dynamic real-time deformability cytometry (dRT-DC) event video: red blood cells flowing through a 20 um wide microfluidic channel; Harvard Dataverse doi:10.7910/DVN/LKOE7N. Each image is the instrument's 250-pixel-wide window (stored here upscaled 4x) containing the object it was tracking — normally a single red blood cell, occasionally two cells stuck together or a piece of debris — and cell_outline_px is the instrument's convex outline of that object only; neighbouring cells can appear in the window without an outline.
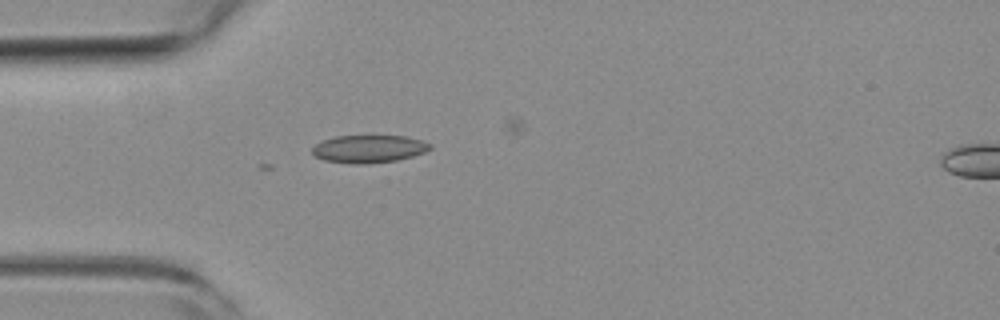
{"species": "common noctule bat (a hibernating species)", "species_latin": "Nyctalus noctula", "temperature_condition": "room temperature", "stored_images_in_passage": 4, "camera_frame_rate_fps": 3000, "um_per_image_px": 0.085, "animal": {"sex": "female", "body_mass_g": 19.3, "forearm_length_mm": 54.1}, "frame": {"image": 1, "passage_image": 1, "time_ms": 0.0, "image_size_px": [1000, 320], "cell_outline_px": [[432, 148], [424, 152], [412, 156], [396, 160], [364, 164], [352, 164], [324, 160], [316, 156], [312, 152], [312, 148], [316, 144], [324, 140], [336, 136], [404, 136], [420, 140], [432, 144]], "centroid_in_image_um": [31.35, 12.65], "position_along_channel_um": 53.6, "area_um2": 18.84}}
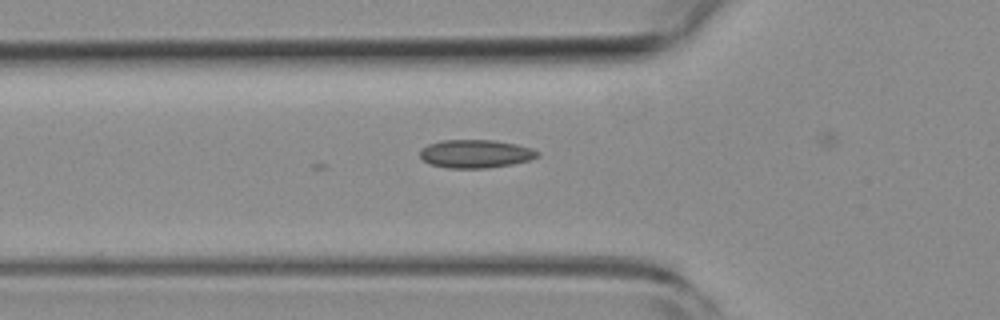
{"frame": {"image": 2, "passage_image": 4, "time_ms": 1.0, "image_size_px": [1000, 320], "cell_outline_px": [[540, 156], [528, 160], [512, 164], [488, 168], [448, 168], [428, 164], [420, 156], [420, 148], [428, 144], [440, 140], [492, 140], [516, 144], [532, 148], [540, 152]], "centroid_in_image_um": [40.41, 13.07], "position_along_channel_um": 85.4, "area_um2": 19.48}}